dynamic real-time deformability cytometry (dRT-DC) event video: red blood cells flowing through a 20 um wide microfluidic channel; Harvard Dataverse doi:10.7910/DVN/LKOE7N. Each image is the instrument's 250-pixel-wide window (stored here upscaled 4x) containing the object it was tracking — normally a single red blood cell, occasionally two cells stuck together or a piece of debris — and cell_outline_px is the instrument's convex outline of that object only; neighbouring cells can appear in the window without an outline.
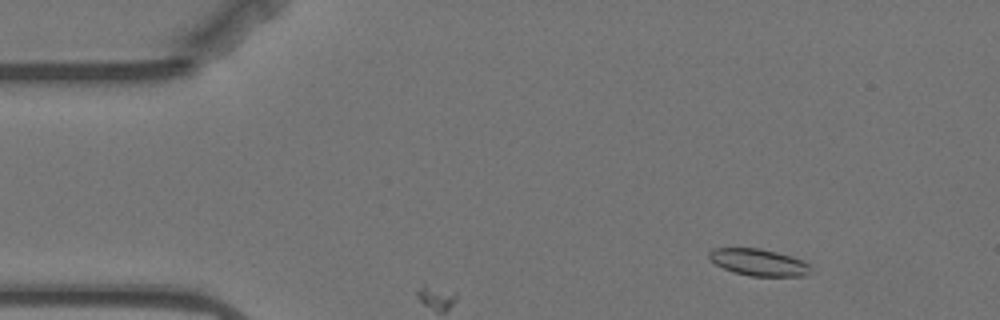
{"species": "Egyptian fruit bat (a non-hibernating species)", "species_latin": "Rousettus aegyptiacus", "temperature_condition": "warm", "stored_images_in_passage": 9, "camera_frame_rate_fps": 3000, "um_per_image_px": 0.085, "animal": {"sex": "female"}, "frame": {"image": 1, "passage_image": 6, "time_ms": 1.667, "image_size_px": [1000, 320], "cell_outline_px": [[812, 272], [804, 276], [752, 276], [736, 272], [724, 268], [716, 264], [708, 256], [708, 252], [712, 248], [760, 248], [792, 256], [804, 260], [812, 268]], "centroid_in_image_um": [64.53, 22.29], "position_along_channel_um": 20.5, "area_um2": 15.9}}